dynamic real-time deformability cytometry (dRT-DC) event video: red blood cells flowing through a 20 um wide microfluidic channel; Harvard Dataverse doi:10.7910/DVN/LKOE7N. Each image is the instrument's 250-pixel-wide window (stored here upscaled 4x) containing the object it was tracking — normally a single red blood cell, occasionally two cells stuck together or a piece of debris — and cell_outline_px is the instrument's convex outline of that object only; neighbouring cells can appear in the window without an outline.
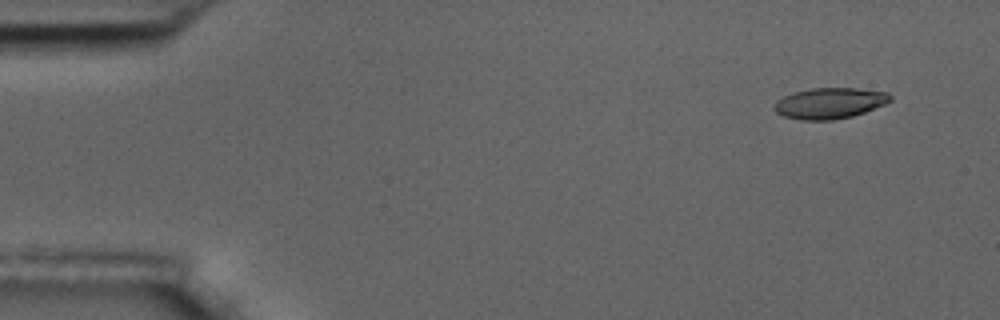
{"species": "common noctule bat (a hibernating species)", "species_latin": "Nyctalus noctula", "temperature_condition": "room temperature", "stored_images_in_passage": 52, "camera_frame_rate_fps": 3000, "um_per_image_px": 0.085, "animal": {"sex": "male", "body_mass_g": 17.5, "forearm_length_mm": 52.3}, "frame": {"image": 1, "passage_image": 1, "time_ms": 0.0, "image_size_px": [1000, 320], "cell_outline_px": [[892, 100], [884, 104], [864, 112], [852, 116], [832, 120], [800, 120], [784, 116], [776, 112], [772, 108], [776, 100], [792, 92], [812, 88], [856, 88], [888, 92], [892, 96]], "centroid_in_image_um": [70.5, 8.77], "position_along_channel_um": 14.5, "area_um2": 20.98}}
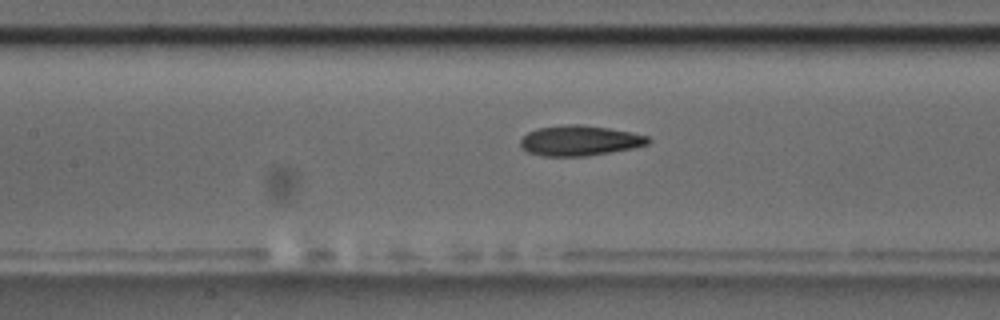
{"frame": {"image": 2, "passage_image": 22, "time_ms": 7.0, "image_size_px": [1000, 320], "cell_outline_px": [[652, 140], [648, 144], [632, 148], [588, 156], [540, 156], [528, 152], [520, 148], [520, 140], [528, 132], [536, 128], [564, 124], [580, 124], [608, 128], [632, 132], [648, 136]], "centroid_in_image_um": [49.25, 11.95], "position_along_channel_um": 158.2, "area_um2": 22.72}}
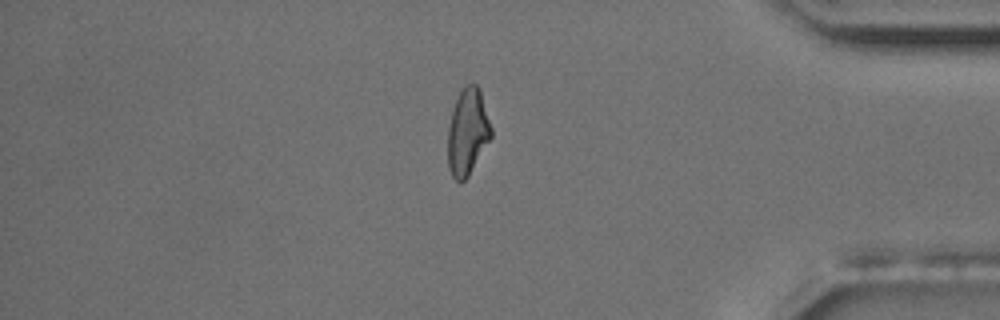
{"frame": {"image": 3, "passage_image": 44, "time_ms": 14.333, "image_size_px": [1000, 320], "cell_outline_px": [[492, 136], [468, 176], [460, 184], [452, 176], [448, 168], [448, 128], [452, 112], [456, 100], [460, 92], [468, 84], [476, 84], [480, 88], [492, 128]], "centroid_in_image_um": [39.75, 11.23], "position_along_channel_um": 395.4, "area_um2": 21.73}, "authors_computed_cell_mechanics": {"area_um2": 22.1663, "velocity_mm_per_s": 3.6385, "shape_relaxation_time_tau1_ms": 6.685, "shape_relaxation_time_tau2_ms": 2.3991, "deformation_change_tau1": 0.1862, "deformation_change_tau2": 0.1024}}